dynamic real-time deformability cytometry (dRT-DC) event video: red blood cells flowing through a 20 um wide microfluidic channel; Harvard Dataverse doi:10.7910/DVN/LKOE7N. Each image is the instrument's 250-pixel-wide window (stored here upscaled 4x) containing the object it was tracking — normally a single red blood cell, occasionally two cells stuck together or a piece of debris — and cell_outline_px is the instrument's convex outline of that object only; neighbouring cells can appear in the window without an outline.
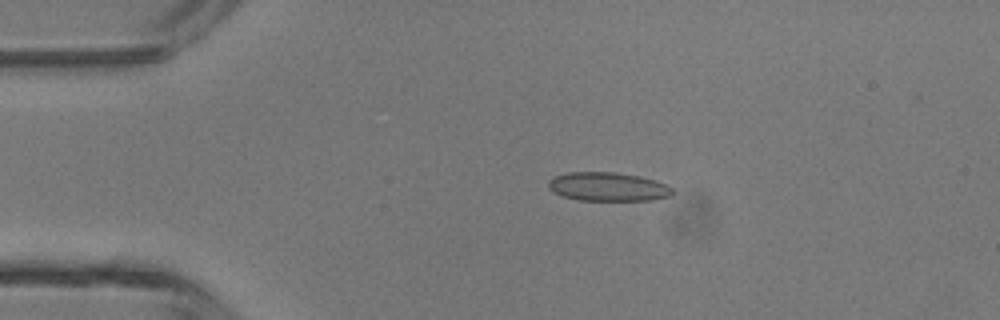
{"species": "common noctule bat (a hibernating species)", "species_latin": "Nyctalus noctula", "temperature_condition": "room temperature", "stored_images_in_passage": 4, "camera_frame_rate_fps": 3000, "um_per_image_px": 0.085, "animal": {"sex": "male", "body_mass_g": 13.3}, "frame": {"image": 1, "passage_image": 3, "time_ms": 0.667, "image_size_px": [1000, 320], "cell_outline_px": [[676, 192], [672, 196], [652, 200], [580, 200], [564, 196], [548, 188], [548, 180], [556, 176], [568, 172], [616, 172], [640, 176], [664, 184], [672, 188]], "centroid_in_image_um": [51.71, 15.87], "position_along_channel_um": 33.3, "area_um2": 20.69}}